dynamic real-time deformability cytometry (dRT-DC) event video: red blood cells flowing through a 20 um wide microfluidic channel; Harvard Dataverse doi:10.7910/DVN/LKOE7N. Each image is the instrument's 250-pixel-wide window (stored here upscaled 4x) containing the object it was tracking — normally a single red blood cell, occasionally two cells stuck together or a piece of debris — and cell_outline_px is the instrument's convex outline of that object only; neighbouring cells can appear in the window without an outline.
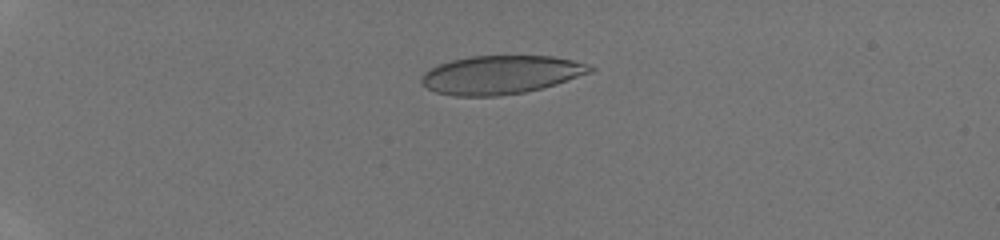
{"species": "human", "species_latin": "Homo sapiens", "temperature_condition": "room temperature", "stored_images_in_passage": 35, "camera_frame_rate_fps": 3000, "um_per_image_px": 0.085, "donor": {"sex": "male"}, "frame": {"image": 1, "passage_image": 2, "time_ms": 0.333, "image_size_px": [1000, 240], "cell_outline_px": [[596, 68], [592, 72], [556, 84], [524, 92], [500, 96], [456, 96], [436, 92], [428, 88], [420, 80], [424, 72], [440, 64], [452, 60], [472, 56], [552, 56], [592, 64]], "centroid_in_image_um": [42.62, 6.35], "position_along_channel_um": 42.4, "area_um2": 37.69}}
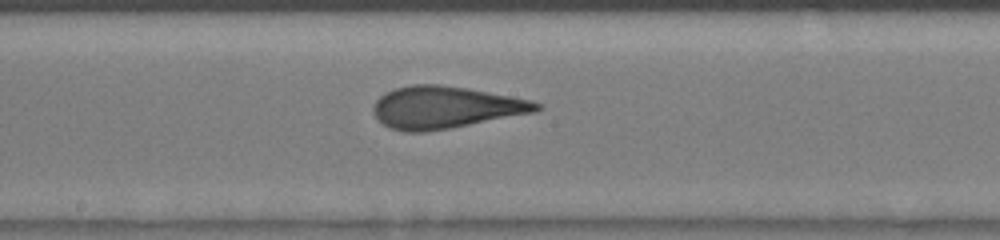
{"frame": {"image": 2, "passage_image": 17, "time_ms": 5.333, "image_size_px": [1000, 240], "cell_outline_px": [[544, 108], [536, 112], [448, 128], [424, 132], [404, 132], [392, 128], [384, 124], [376, 116], [372, 108], [376, 100], [380, 96], [396, 88], [412, 84], [440, 84], [468, 88], [512, 96], [532, 100], [540, 104]], "centroid_in_image_um": [37.88, 9.11], "position_along_channel_um": 210.3, "area_um2": 39.82}}
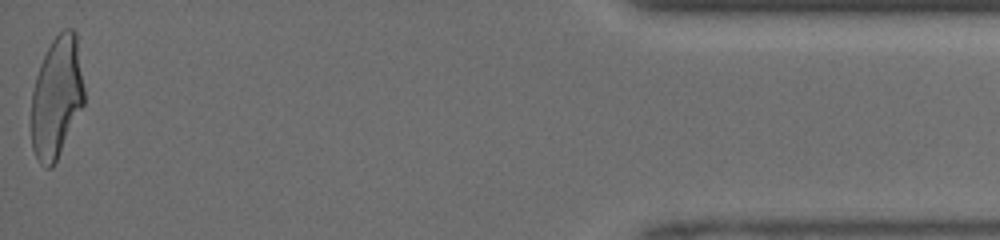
{"frame": {"image": 3, "passage_image": 35, "time_ms": 11.333, "image_size_px": [1000, 240], "cell_outline_px": [[84, 104], [52, 168], [44, 168], [40, 164], [32, 148], [32, 92], [36, 76], [40, 64], [52, 40], [64, 28], [72, 28], [76, 32], [84, 88]], "centroid_in_image_um": [4.82, 8.26], "position_along_channel_um": 430.4, "area_um2": 37.11}}